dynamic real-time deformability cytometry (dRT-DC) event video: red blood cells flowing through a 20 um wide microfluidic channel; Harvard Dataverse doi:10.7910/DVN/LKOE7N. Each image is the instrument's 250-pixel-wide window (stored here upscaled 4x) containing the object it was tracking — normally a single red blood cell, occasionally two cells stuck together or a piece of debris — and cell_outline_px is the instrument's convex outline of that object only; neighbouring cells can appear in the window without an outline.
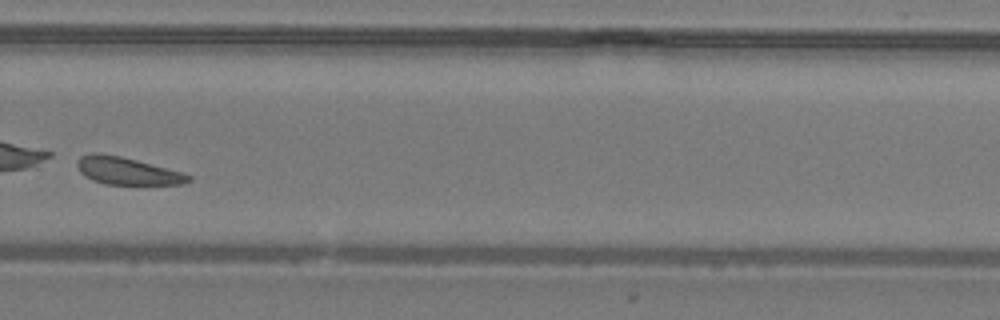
{"species": "common noctule bat (a hibernating species)", "species_latin": "Nyctalus noctula", "temperature_condition": "warm", "stored_images_in_passage": 40, "camera_frame_rate_fps": 3000, "um_per_image_px": 0.085, "animal": {"sex": "male", "body_mass_g": 19.2, "forearm_length_mm": 51.8}, "frame": {"image": 1, "passage_image": 29, "time_ms": 9.333, "image_size_px": [1000, 320], "cell_outline_px": [[192, 180], [184, 184], [104, 184], [92, 180], [84, 176], [80, 172], [76, 164], [76, 160], [80, 156], [92, 152], [96, 152], [120, 156], [136, 160], [180, 172], [192, 176]], "centroid_in_image_um": [10.75, 14.52], "position_along_channel_um": 319.1, "area_um2": 17.69}}